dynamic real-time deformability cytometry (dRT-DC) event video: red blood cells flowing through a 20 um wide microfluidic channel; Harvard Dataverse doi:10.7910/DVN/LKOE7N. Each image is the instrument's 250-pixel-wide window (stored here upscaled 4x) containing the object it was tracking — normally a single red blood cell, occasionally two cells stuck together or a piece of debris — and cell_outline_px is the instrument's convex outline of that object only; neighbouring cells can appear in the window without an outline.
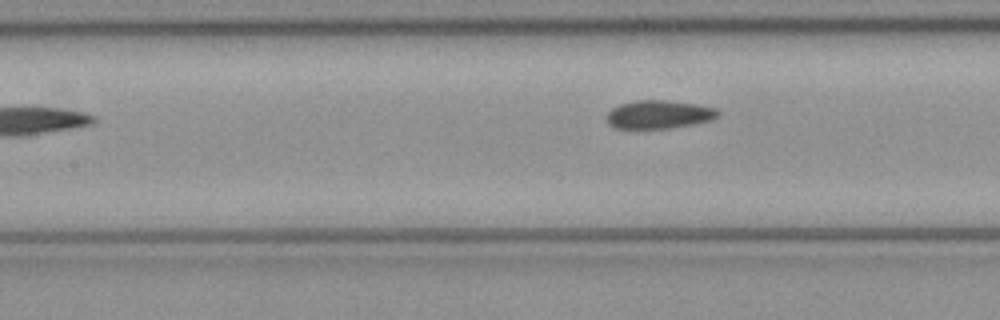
{"species": "common noctule bat (a hibernating species)", "species_latin": "Nyctalus noctula", "temperature_condition": "cold", "stored_images_in_passage": 6, "camera_frame_rate_fps": 3000, "um_per_image_px": 0.085, "animal": {"sex": "female", "body_mass_g": 21.9}, "frame": {"image": 1, "passage_image": 6, "time_ms": 1.667, "image_size_px": [1000, 320], "cell_outline_px": [[720, 116], [712, 120], [692, 124], [668, 128], [616, 128], [608, 124], [604, 116], [612, 108], [620, 104], [636, 100], [664, 100], [696, 104], [716, 108], [720, 112]], "centroid_in_image_um": [56.0, 9.72], "position_along_channel_um": 151.4, "area_um2": 18.44}}